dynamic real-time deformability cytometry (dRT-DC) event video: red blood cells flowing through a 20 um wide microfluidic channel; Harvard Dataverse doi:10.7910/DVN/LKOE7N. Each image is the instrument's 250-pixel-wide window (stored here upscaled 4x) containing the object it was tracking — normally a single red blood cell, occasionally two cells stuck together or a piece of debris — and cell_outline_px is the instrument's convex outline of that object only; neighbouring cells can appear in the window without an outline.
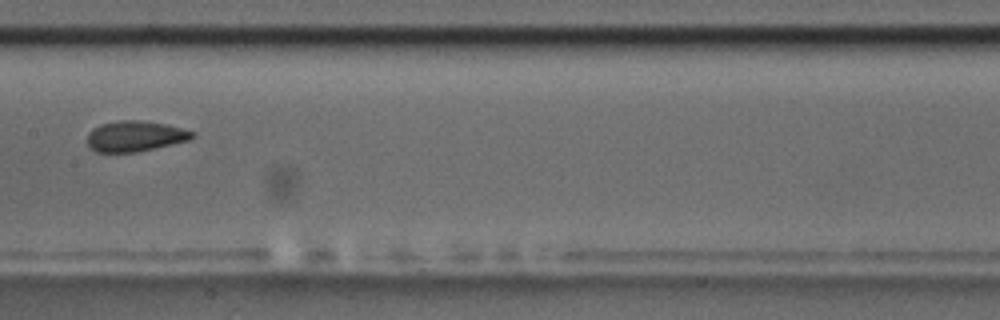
{"species": "common noctule bat (a hibernating species)", "species_latin": "Nyctalus noctula", "temperature_condition": "room temperature", "stored_images_in_passage": 11, "camera_frame_rate_fps": 3000, "um_per_image_px": 0.085, "animal": {"sex": "male", "body_mass_g": 17.5, "forearm_length_mm": 52.3}, "frame": {"image": 1, "passage_image": 8, "time_ms": 9.0, "image_size_px": [1000, 320], "cell_outline_px": [[196, 136], [188, 140], [156, 148], [136, 152], [96, 152], [88, 144], [88, 132], [92, 128], [100, 124], [120, 120], [140, 120], [168, 124], [196, 132]], "centroid_in_image_um": [11.51, 11.56], "position_along_channel_um": 195.9, "area_um2": 18.84}}
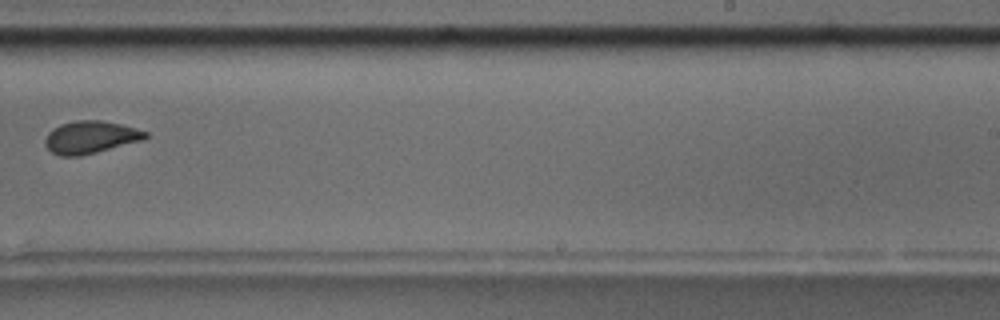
{"frame": {"image": 2, "passage_image": 10, "time_ms": 11.333, "image_size_px": [1000, 320], "cell_outline_px": [[148, 136], [144, 140], [80, 156], [60, 156], [52, 152], [44, 144], [44, 140], [48, 132], [52, 128], [60, 124], [76, 120], [100, 120], [120, 124], [136, 128], [148, 132]], "centroid_in_image_um": [7.68, 11.66], "position_along_channel_um": 281.3, "area_um2": 19.07}}